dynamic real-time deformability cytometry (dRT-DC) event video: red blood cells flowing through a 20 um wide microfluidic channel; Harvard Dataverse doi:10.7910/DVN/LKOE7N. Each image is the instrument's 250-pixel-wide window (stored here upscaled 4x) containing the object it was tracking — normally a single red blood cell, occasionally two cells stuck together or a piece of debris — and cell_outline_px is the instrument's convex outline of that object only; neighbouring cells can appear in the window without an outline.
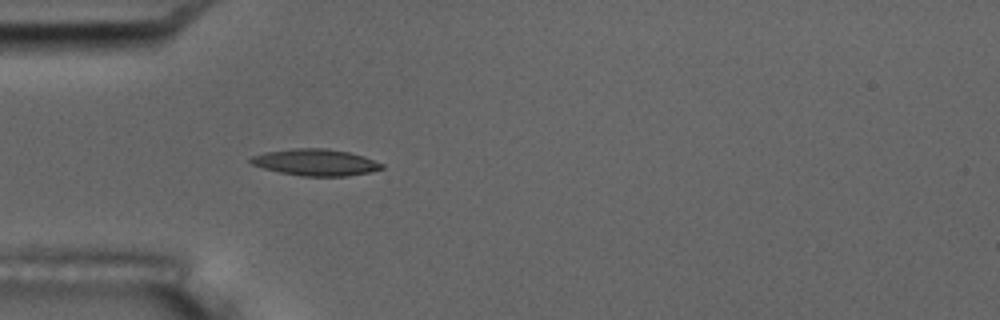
{"species": "common noctule bat (a hibernating species)", "species_latin": "Nyctalus noctula", "temperature_condition": "room temperature", "stored_images_in_passage": 5, "camera_frame_rate_fps": 3000, "um_per_image_px": 0.085, "animal": {"sex": "male", "body_mass_g": 17.5, "forearm_length_mm": 52.3}, "frame": {"image": 1, "passage_image": 5, "time_ms": 1.333, "image_size_px": [1000, 320], "cell_outline_px": [[384, 168], [368, 172], [348, 176], [304, 176], [280, 172], [264, 168], [252, 164], [248, 160], [252, 156], [264, 152], [292, 148], [328, 148], [348, 152], [364, 156], [384, 164]], "centroid_in_image_um": [26.82, 13.79], "position_along_channel_um": 58.2, "area_um2": 20.29}}